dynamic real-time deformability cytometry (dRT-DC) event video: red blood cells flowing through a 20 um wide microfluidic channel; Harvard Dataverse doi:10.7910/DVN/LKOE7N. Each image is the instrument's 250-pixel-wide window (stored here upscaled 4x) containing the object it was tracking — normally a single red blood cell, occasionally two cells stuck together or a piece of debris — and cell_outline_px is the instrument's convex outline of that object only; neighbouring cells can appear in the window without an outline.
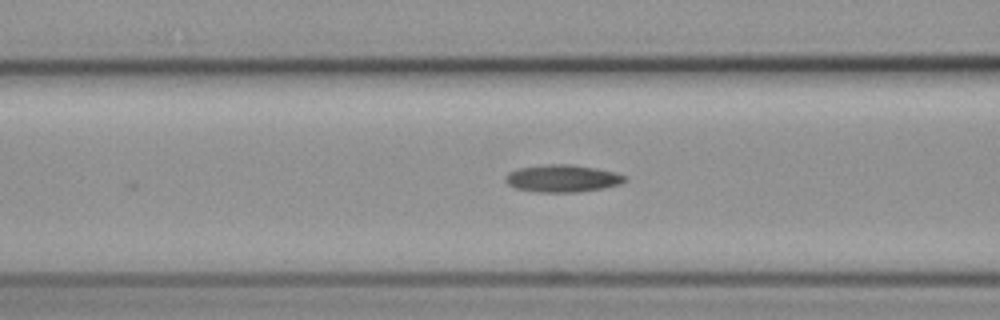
{"species": "common noctule bat (a hibernating species)", "species_latin": "Nyctalus noctula", "temperature_condition": "cold", "stored_images_in_passage": 3, "camera_frame_rate_fps": 3000, "um_per_image_px": 0.085, "animal": {"sex": "female", "body_mass_g": 19.3, "forearm_length_mm": 54.1}, "frame": {"image": 1, "passage_image": 3, "time_ms": 2.333, "image_size_px": [1000, 320], "cell_outline_px": [[628, 180], [620, 184], [604, 188], [576, 192], [540, 192], [516, 188], [508, 184], [504, 180], [504, 176], [508, 172], [520, 168], [544, 164], [572, 164], [596, 168], [616, 172], [628, 176]], "centroid_in_image_um": [47.84, 15.15], "position_along_channel_um": 118.8, "area_um2": 19.19}}